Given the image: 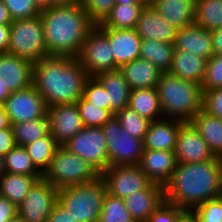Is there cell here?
<instances>
[{"label": "cell", "instance_id": "6da1fadb", "mask_svg": "<svg viewBox=\"0 0 222 222\" xmlns=\"http://www.w3.org/2000/svg\"><path fill=\"white\" fill-rule=\"evenodd\" d=\"M222 196V158L204 162L177 163L164 186V201L181 209H195L203 202Z\"/></svg>", "mask_w": 222, "mask_h": 222}, {"label": "cell", "instance_id": "7a4b0ae2", "mask_svg": "<svg viewBox=\"0 0 222 222\" xmlns=\"http://www.w3.org/2000/svg\"><path fill=\"white\" fill-rule=\"evenodd\" d=\"M88 78L86 70L74 57L50 55L33 63V85L48 108L77 103Z\"/></svg>", "mask_w": 222, "mask_h": 222}, {"label": "cell", "instance_id": "3957f363", "mask_svg": "<svg viewBox=\"0 0 222 222\" xmlns=\"http://www.w3.org/2000/svg\"><path fill=\"white\" fill-rule=\"evenodd\" d=\"M47 52L77 58L88 33L96 26L80 3L56 4L40 12Z\"/></svg>", "mask_w": 222, "mask_h": 222}, {"label": "cell", "instance_id": "277c9868", "mask_svg": "<svg viewBox=\"0 0 222 222\" xmlns=\"http://www.w3.org/2000/svg\"><path fill=\"white\" fill-rule=\"evenodd\" d=\"M156 90L163 117L190 122L203 109L201 85L163 72Z\"/></svg>", "mask_w": 222, "mask_h": 222}, {"label": "cell", "instance_id": "5b68a950", "mask_svg": "<svg viewBox=\"0 0 222 222\" xmlns=\"http://www.w3.org/2000/svg\"><path fill=\"white\" fill-rule=\"evenodd\" d=\"M107 194L101 177L89 183L58 189V202L79 222H99Z\"/></svg>", "mask_w": 222, "mask_h": 222}, {"label": "cell", "instance_id": "8992f818", "mask_svg": "<svg viewBox=\"0 0 222 222\" xmlns=\"http://www.w3.org/2000/svg\"><path fill=\"white\" fill-rule=\"evenodd\" d=\"M101 173L90 163L59 146L43 178L57 189L89 183L97 180Z\"/></svg>", "mask_w": 222, "mask_h": 222}, {"label": "cell", "instance_id": "52a82bcc", "mask_svg": "<svg viewBox=\"0 0 222 222\" xmlns=\"http://www.w3.org/2000/svg\"><path fill=\"white\" fill-rule=\"evenodd\" d=\"M8 53L35 63L47 56L41 16L13 20L10 25Z\"/></svg>", "mask_w": 222, "mask_h": 222}, {"label": "cell", "instance_id": "ba28073f", "mask_svg": "<svg viewBox=\"0 0 222 222\" xmlns=\"http://www.w3.org/2000/svg\"><path fill=\"white\" fill-rule=\"evenodd\" d=\"M107 144L109 166L139 165L144 152V140L122 128L113 115L101 126Z\"/></svg>", "mask_w": 222, "mask_h": 222}, {"label": "cell", "instance_id": "9c48e42d", "mask_svg": "<svg viewBox=\"0 0 222 222\" xmlns=\"http://www.w3.org/2000/svg\"><path fill=\"white\" fill-rule=\"evenodd\" d=\"M111 49L107 35L96 25L88 33L77 56L89 77L115 70L114 54Z\"/></svg>", "mask_w": 222, "mask_h": 222}, {"label": "cell", "instance_id": "30bf717a", "mask_svg": "<svg viewBox=\"0 0 222 222\" xmlns=\"http://www.w3.org/2000/svg\"><path fill=\"white\" fill-rule=\"evenodd\" d=\"M94 166L100 173L109 167L106 139L101 127H86L63 145Z\"/></svg>", "mask_w": 222, "mask_h": 222}, {"label": "cell", "instance_id": "8fae6325", "mask_svg": "<svg viewBox=\"0 0 222 222\" xmlns=\"http://www.w3.org/2000/svg\"><path fill=\"white\" fill-rule=\"evenodd\" d=\"M100 177L105 182L107 193L121 199L146 189L152 183L139 165L109 166Z\"/></svg>", "mask_w": 222, "mask_h": 222}, {"label": "cell", "instance_id": "7c38bea8", "mask_svg": "<svg viewBox=\"0 0 222 222\" xmlns=\"http://www.w3.org/2000/svg\"><path fill=\"white\" fill-rule=\"evenodd\" d=\"M57 202L58 189L41 178L17 207V213L25 222H46Z\"/></svg>", "mask_w": 222, "mask_h": 222}, {"label": "cell", "instance_id": "4fadbf2b", "mask_svg": "<svg viewBox=\"0 0 222 222\" xmlns=\"http://www.w3.org/2000/svg\"><path fill=\"white\" fill-rule=\"evenodd\" d=\"M2 105L11 125L42 118L48 114V106L34 85L10 93Z\"/></svg>", "mask_w": 222, "mask_h": 222}, {"label": "cell", "instance_id": "5bb4252c", "mask_svg": "<svg viewBox=\"0 0 222 222\" xmlns=\"http://www.w3.org/2000/svg\"><path fill=\"white\" fill-rule=\"evenodd\" d=\"M48 117L50 133L59 146L84 128L77 103L53 105L48 108Z\"/></svg>", "mask_w": 222, "mask_h": 222}, {"label": "cell", "instance_id": "9a60e30c", "mask_svg": "<svg viewBox=\"0 0 222 222\" xmlns=\"http://www.w3.org/2000/svg\"><path fill=\"white\" fill-rule=\"evenodd\" d=\"M175 155L179 164L204 162L215 158L208 144L191 122H184L180 127Z\"/></svg>", "mask_w": 222, "mask_h": 222}, {"label": "cell", "instance_id": "2e32d148", "mask_svg": "<svg viewBox=\"0 0 222 222\" xmlns=\"http://www.w3.org/2000/svg\"><path fill=\"white\" fill-rule=\"evenodd\" d=\"M0 82L9 93L33 85V63L10 53L0 54Z\"/></svg>", "mask_w": 222, "mask_h": 222}, {"label": "cell", "instance_id": "e0dca14e", "mask_svg": "<svg viewBox=\"0 0 222 222\" xmlns=\"http://www.w3.org/2000/svg\"><path fill=\"white\" fill-rule=\"evenodd\" d=\"M177 166L175 151L144 149L139 167L152 183L165 186Z\"/></svg>", "mask_w": 222, "mask_h": 222}, {"label": "cell", "instance_id": "ac0fdd59", "mask_svg": "<svg viewBox=\"0 0 222 222\" xmlns=\"http://www.w3.org/2000/svg\"><path fill=\"white\" fill-rule=\"evenodd\" d=\"M108 37L114 54L115 69L140 58L142 38L135 29L100 28Z\"/></svg>", "mask_w": 222, "mask_h": 222}, {"label": "cell", "instance_id": "d6986e66", "mask_svg": "<svg viewBox=\"0 0 222 222\" xmlns=\"http://www.w3.org/2000/svg\"><path fill=\"white\" fill-rule=\"evenodd\" d=\"M142 39L174 43L177 29L169 24L149 3L143 7L136 28Z\"/></svg>", "mask_w": 222, "mask_h": 222}, {"label": "cell", "instance_id": "ffe728a7", "mask_svg": "<svg viewBox=\"0 0 222 222\" xmlns=\"http://www.w3.org/2000/svg\"><path fill=\"white\" fill-rule=\"evenodd\" d=\"M163 201L164 187L156 183L124 199L127 210L136 222H146Z\"/></svg>", "mask_w": 222, "mask_h": 222}, {"label": "cell", "instance_id": "44dd1931", "mask_svg": "<svg viewBox=\"0 0 222 222\" xmlns=\"http://www.w3.org/2000/svg\"><path fill=\"white\" fill-rule=\"evenodd\" d=\"M183 121L162 118L151 121L144 139V149L175 151Z\"/></svg>", "mask_w": 222, "mask_h": 222}, {"label": "cell", "instance_id": "7402d4cb", "mask_svg": "<svg viewBox=\"0 0 222 222\" xmlns=\"http://www.w3.org/2000/svg\"><path fill=\"white\" fill-rule=\"evenodd\" d=\"M174 48L207 60L214 55L211 32L195 24L177 30Z\"/></svg>", "mask_w": 222, "mask_h": 222}, {"label": "cell", "instance_id": "603a6c76", "mask_svg": "<svg viewBox=\"0 0 222 222\" xmlns=\"http://www.w3.org/2000/svg\"><path fill=\"white\" fill-rule=\"evenodd\" d=\"M150 4L177 30L195 22L196 0H152Z\"/></svg>", "mask_w": 222, "mask_h": 222}, {"label": "cell", "instance_id": "cb8c5ba5", "mask_svg": "<svg viewBox=\"0 0 222 222\" xmlns=\"http://www.w3.org/2000/svg\"><path fill=\"white\" fill-rule=\"evenodd\" d=\"M95 78L107 91L110 112L113 115L129 106L131 89L119 68L99 73Z\"/></svg>", "mask_w": 222, "mask_h": 222}, {"label": "cell", "instance_id": "d4e9b609", "mask_svg": "<svg viewBox=\"0 0 222 222\" xmlns=\"http://www.w3.org/2000/svg\"><path fill=\"white\" fill-rule=\"evenodd\" d=\"M131 90L156 88L162 71L148 60L137 58L119 67Z\"/></svg>", "mask_w": 222, "mask_h": 222}, {"label": "cell", "instance_id": "484cf974", "mask_svg": "<svg viewBox=\"0 0 222 222\" xmlns=\"http://www.w3.org/2000/svg\"><path fill=\"white\" fill-rule=\"evenodd\" d=\"M207 59L191 52L174 50L169 73L179 78L201 85L204 79Z\"/></svg>", "mask_w": 222, "mask_h": 222}, {"label": "cell", "instance_id": "4316f807", "mask_svg": "<svg viewBox=\"0 0 222 222\" xmlns=\"http://www.w3.org/2000/svg\"><path fill=\"white\" fill-rule=\"evenodd\" d=\"M41 178H43V175H23L6 172L0 177V196L9 199L18 207L33 185Z\"/></svg>", "mask_w": 222, "mask_h": 222}, {"label": "cell", "instance_id": "83f0119b", "mask_svg": "<svg viewBox=\"0 0 222 222\" xmlns=\"http://www.w3.org/2000/svg\"><path fill=\"white\" fill-rule=\"evenodd\" d=\"M190 122L206 141L215 157L222 158V119L202 109Z\"/></svg>", "mask_w": 222, "mask_h": 222}, {"label": "cell", "instance_id": "f1b7e54d", "mask_svg": "<svg viewBox=\"0 0 222 222\" xmlns=\"http://www.w3.org/2000/svg\"><path fill=\"white\" fill-rule=\"evenodd\" d=\"M128 107L150 122L164 118L156 88L131 90Z\"/></svg>", "mask_w": 222, "mask_h": 222}, {"label": "cell", "instance_id": "f546056e", "mask_svg": "<svg viewBox=\"0 0 222 222\" xmlns=\"http://www.w3.org/2000/svg\"><path fill=\"white\" fill-rule=\"evenodd\" d=\"M143 7L145 6L136 4H115L111 12L97 26L124 30L135 29Z\"/></svg>", "mask_w": 222, "mask_h": 222}, {"label": "cell", "instance_id": "4dcf8cb0", "mask_svg": "<svg viewBox=\"0 0 222 222\" xmlns=\"http://www.w3.org/2000/svg\"><path fill=\"white\" fill-rule=\"evenodd\" d=\"M174 50V43L142 39L140 58L148 60L160 71L168 72L172 65Z\"/></svg>", "mask_w": 222, "mask_h": 222}, {"label": "cell", "instance_id": "1f68e13d", "mask_svg": "<svg viewBox=\"0 0 222 222\" xmlns=\"http://www.w3.org/2000/svg\"><path fill=\"white\" fill-rule=\"evenodd\" d=\"M16 146H26L50 132L48 114L42 118L12 124Z\"/></svg>", "mask_w": 222, "mask_h": 222}, {"label": "cell", "instance_id": "d6a6232c", "mask_svg": "<svg viewBox=\"0 0 222 222\" xmlns=\"http://www.w3.org/2000/svg\"><path fill=\"white\" fill-rule=\"evenodd\" d=\"M35 167L42 173L49 168L51 160L59 147L49 132L46 136L24 146Z\"/></svg>", "mask_w": 222, "mask_h": 222}, {"label": "cell", "instance_id": "836d02e7", "mask_svg": "<svg viewBox=\"0 0 222 222\" xmlns=\"http://www.w3.org/2000/svg\"><path fill=\"white\" fill-rule=\"evenodd\" d=\"M194 24L208 31L222 28V0H196Z\"/></svg>", "mask_w": 222, "mask_h": 222}, {"label": "cell", "instance_id": "e575fe53", "mask_svg": "<svg viewBox=\"0 0 222 222\" xmlns=\"http://www.w3.org/2000/svg\"><path fill=\"white\" fill-rule=\"evenodd\" d=\"M6 172L23 175H43L33 164L25 147L15 146L4 156Z\"/></svg>", "mask_w": 222, "mask_h": 222}, {"label": "cell", "instance_id": "d590c367", "mask_svg": "<svg viewBox=\"0 0 222 222\" xmlns=\"http://www.w3.org/2000/svg\"><path fill=\"white\" fill-rule=\"evenodd\" d=\"M99 222H136L125 206L124 199L106 194Z\"/></svg>", "mask_w": 222, "mask_h": 222}, {"label": "cell", "instance_id": "8d00e7d4", "mask_svg": "<svg viewBox=\"0 0 222 222\" xmlns=\"http://www.w3.org/2000/svg\"><path fill=\"white\" fill-rule=\"evenodd\" d=\"M115 116L119 120L122 128L129 134L136 138L145 139L150 124L148 119L140 116L130 107H125L123 110L117 112Z\"/></svg>", "mask_w": 222, "mask_h": 222}, {"label": "cell", "instance_id": "74e56055", "mask_svg": "<svg viewBox=\"0 0 222 222\" xmlns=\"http://www.w3.org/2000/svg\"><path fill=\"white\" fill-rule=\"evenodd\" d=\"M77 105L83 125L86 127H101L113 116L109 110L92 105L83 97L78 100Z\"/></svg>", "mask_w": 222, "mask_h": 222}, {"label": "cell", "instance_id": "f35d334b", "mask_svg": "<svg viewBox=\"0 0 222 222\" xmlns=\"http://www.w3.org/2000/svg\"><path fill=\"white\" fill-rule=\"evenodd\" d=\"M82 97L92 105H96L110 111L107 91L95 77H89L86 80Z\"/></svg>", "mask_w": 222, "mask_h": 222}, {"label": "cell", "instance_id": "ab89813d", "mask_svg": "<svg viewBox=\"0 0 222 222\" xmlns=\"http://www.w3.org/2000/svg\"><path fill=\"white\" fill-rule=\"evenodd\" d=\"M220 87H222V55L214 54L207 60L201 88L202 91H209Z\"/></svg>", "mask_w": 222, "mask_h": 222}, {"label": "cell", "instance_id": "60d3db41", "mask_svg": "<svg viewBox=\"0 0 222 222\" xmlns=\"http://www.w3.org/2000/svg\"><path fill=\"white\" fill-rule=\"evenodd\" d=\"M12 20L29 19L40 15L42 11L34 0H3Z\"/></svg>", "mask_w": 222, "mask_h": 222}, {"label": "cell", "instance_id": "b9f144b4", "mask_svg": "<svg viewBox=\"0 0 222 222\" xmlns=\"http://www.w3.org/2000/svg\"><path fill=\"white\" fill-rule=\"evenodd\" d=\"M80 4L89 18L97 25L111 12L115 0H80Z\"/></svg>", "mask_w": 222, "mask_h": 222}, {"label": "cell", "instance_id": "7bdbcfd3", "mask_svg": "<svg viewBox=\"0 0 222 222\" xmlns=\"http://www.w3.org/2000/svg\"><path fill=\"white\" fill-rule=\"evenodd\" d=\"M194 210L199 222H222V196L205 201Z\"/></svg>", "mask_w": 222, "mask_h": 222}, {"label": "cell", "instance_id": "ee69618b", "mask_svg": "<svg viewBox=\"0 0 222 222\" xmlns=\"http://www.w3.org/2000/svg\"><path fill=\"white\" fill-rule=\"evenodd\" d=\"M203 110L222 119V87L203 91Z\"/></svg>", "mask_w": 222, "mask_h": 222}, {"label": "cell", "instance_id": "f6af8a7d", "mask_svg": "<svg viewBox=\"0 0 222 222\" xmlns=\"http://www.w3.org/2000/svg\"><path fill=\"white\" fill-rule=\"evenodd\" d=\"M146 222H176V205L163 201Z\"/></svg>", "mask_w": 222, "mask_h": 222}, {"label": "cell", "instance_id": "bcb514c9", "mask_svg": "<svg viewBox=\"0 0 222 222\" xmlns=\"http://www.w3.org/2000/svg\"><path fill=\"white\" fill-rule=\"evenodd\" d=\"M46 222H79V220L74 218L70 210H67L63 205L57 202L52 208Z\"/></svg>", "mask_w": 222, "mask_h": 222}, {"label": "cell", "instance_id": "7dc6e473", "mask_svg": "<svg viewBox=\"0 0 222 222\" xmlns=\"http://www.w3.org/2000/svg\"><path fill=\"white\" fill-rule=\"evenodd\" d=\"M15 146L12 126L0 130V154L5 156Z\"/></svg>", "mask_w": 222, "mask_h": 222}, {"label": "cell", "instance_id": "c3c4849f", "mask_svg": "<svg viewBox=\"0 0 222 222\" xmlns=\"http://www.w3.org/2000/svg\"><path fill=\"white\" fill-rule=\"evenodd\" d=\"M18 209L9 199L0 196V222H8L15 217Z\"/></svg>", "mask_w": 222, "mask_h": 222}, {"label": "cell", "instance_id": "681fc988", "mask_svg": "<svg viewBox=\"0 0 222 222\" xmlns=\"http://www.w3.org/2000/svg\"><path fill=\"white\" fill-rule=\"evenodd\" d=\"M176 222H199L194 209H181L176 206Z\"/></svg>", "mask_w": 222, "mask_h": 222}, {"label": "cell", "instance_id": "f907efd6", "mask_svg": "<svg viewBox=\"0 0 222 222\" xmlns=\"http://www.w3.org/2000/svg\"><path fill=\"white\" fill-rule=\"evenodd\" d=\"M9 38L10 25H0V54L8 52Z\"/></svg>", "mask_w": 222, "mask_h": 222}, {"label": "cell", "instance_id": "816d5d0a", "mask_svg": "<svg viewBox=\"0 0 222 222\" xmlns=\"http://www.w3.org/2000/svg\"><path fill=\"white\" fill-rule=\"evenodd\" d=\"M211 32L214 54L222 55V28L214 29Z\"/></svg>", "mask_w": 222, "mask_h": 222}, {"label": "cell", "instance_id": "f5cc1de1", "mask_svg": "<svg viewBox=\"0 0 222 222\" xmlns=\"http://www.w3.org/2000/svg\"><path fill=\"white\" fill-rule=\"evenodd\" d=\"M13 22L11 15L3 0H0V25H11Z\"/></svg>", "mask_w": 222, "mask_h": 222}, {"label": "cell", "instance_id": "db71d44e", "mask_svg": "<svg viewBox=\"0 0 222 222\" xmlns=\"http://www.w3.org/2000/svg\"><path fill=\"white\" fill-rule=\"evenodd\" d=\"M11 124L8 119V115L5 112L3 105H0V130L10 127Z\"/></svg>", "mask_w": 222, "mask_h": 222}, {"label": "cell", "instance_id": "11a10c76", "mask_svg": "<svg viewBox=\"0 0 222 222\" xmlns=\"http://www.w3.org/2000/svg\"><path fill=\"white\" fill-rule=\"evenodd\" d=\"M34 2L41 10L56 5L54 0H34Z\"/></svg>", "mask_w": 222, "mask_h": 222}, {"label": "cell", "instance_id": "9f6ffc18", "mask_svg": "<svg viewBox=\"0 0 222 222\" xmlns=\"http://www.w3.org/2000/svg\"><path fill=\"white\" fill-rule=\"evenodd\" d=\"M115 4H136L147 6L149 3L146 0H115Z\"/></svg>", "mask_w": 222, "mask_h": 222}, {"label": "cell", "instance_id": "6f0895ef", "mask_svg": "<svg viewBox=\"0 0 222 222\" xmlns=\"http://www.w3.org/2000/svg\"><path fill=\"white\" fill-rule=\"evenodd\" d=\"M9 96L10 93L8 90L4 89L3 84L0 82V105H2Z\"/></svg>", "mask_w": 222, "mask_h": 222}, {"label": "cell", "instance_id": "680465c9", "mask_svg": "<svg viewBox=\"0 0 222 222\" xmlns=\"http://www.w3.org/2000/svg\"><path fill=\"white\" fill-rule=\"evenodd\" d=\"M6 173V166L4 161V156L0 154V177Z\"/></svg>", "mask_w": 222, "mask_h": 222}, {"label": "cell", "instance_id": "91938a15", "mask_svg": "<svg viewBox=\"0 0 222 222\" xmlns=\"http://www.w3.org/2000/svg\"><path fill=\"white\" fill-rule=\"evenodd\" d=\"M56 4H73L80 3V0H54Z\"/></svg>", "mask_w": 222, "mask_h": 222}, {"label": "cell", "instance_id": "94428289", "mask_svg": "<svg viewBox=\"0 0 222 222\" xmlns=\"http://www.w3.org/2000/svg\"><path fill=\"white\" fill-rule=\"evenodd\" d=\"M8 222H25L18 214L11 218Z\"/></svg>", "mask_w": 222, "mask_h": 222}]
</instances>
